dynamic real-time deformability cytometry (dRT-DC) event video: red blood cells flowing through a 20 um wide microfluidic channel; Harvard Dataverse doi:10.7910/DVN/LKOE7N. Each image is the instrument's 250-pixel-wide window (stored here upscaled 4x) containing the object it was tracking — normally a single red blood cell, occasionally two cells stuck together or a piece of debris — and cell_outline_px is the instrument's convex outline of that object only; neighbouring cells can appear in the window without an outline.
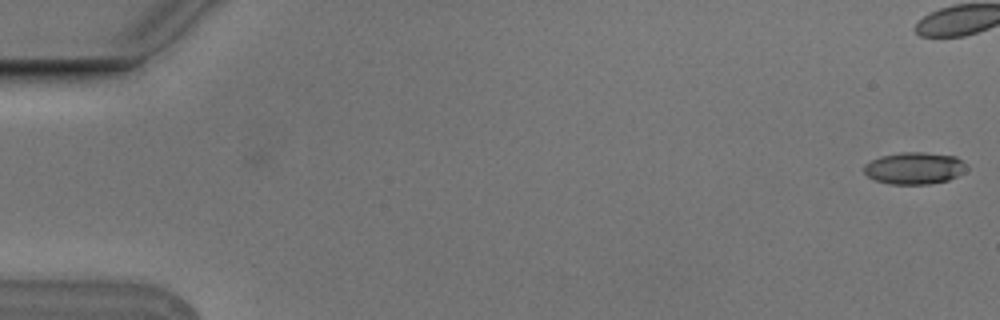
{"species": "Egyptian fruit bat (a non-hibernating species)", "species_latin": "Rousettus aegyptiacus", "temperature_condition": "cold", "stored_images_in_passage": 8, "camera_frame_rate_fps": 3000, "um_per_image_px": 0.085, "animal": {"sex": "male"}, "frame": {"image": 1, "passage_image": 1, "time_ms": 0.0, "image_size_px": [1000, 320], "cell_outline_px": [[968, 168], [964, 172], [948, 180], [928, 184], [888, 184], [876, 180], [868, 176], [864, 172], [864, 164], [880, 156], [900, 152], [924, 152], [956, 156], [968, 164]], "centroid_in_image_um": [77.75, 14.28], "position_along_channel_um": 7.3, "area_um2": 19.25}}
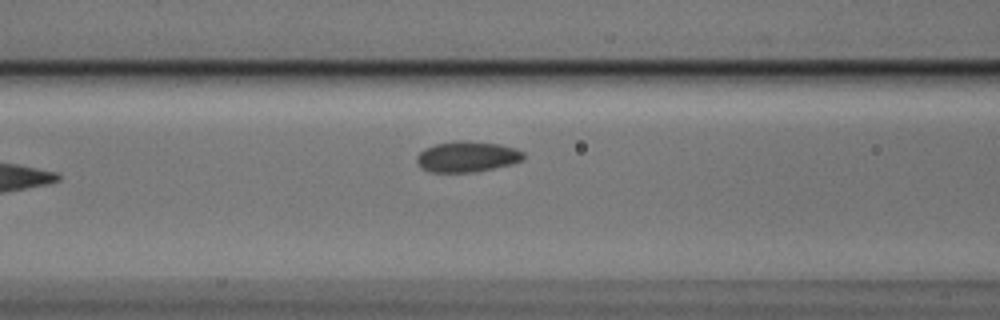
{"frame": {"image": 2, "passage_image": 8, "time_ms": 2.333, "image_size_px": [1000, 320], "cell_outline_px": [[524, 160], [512, 164], [476, 172], [428, 172], [420, 168], [416, 164], [416, 156], [424, 148], [436, 144], [456, 140], [464, 140], [500, 144], [516, 148], [524, 152]], "centroid_in_image_um": [39.69, 13.32], "position_along_channel_um": 126.9, "area_um2": 19.48}}